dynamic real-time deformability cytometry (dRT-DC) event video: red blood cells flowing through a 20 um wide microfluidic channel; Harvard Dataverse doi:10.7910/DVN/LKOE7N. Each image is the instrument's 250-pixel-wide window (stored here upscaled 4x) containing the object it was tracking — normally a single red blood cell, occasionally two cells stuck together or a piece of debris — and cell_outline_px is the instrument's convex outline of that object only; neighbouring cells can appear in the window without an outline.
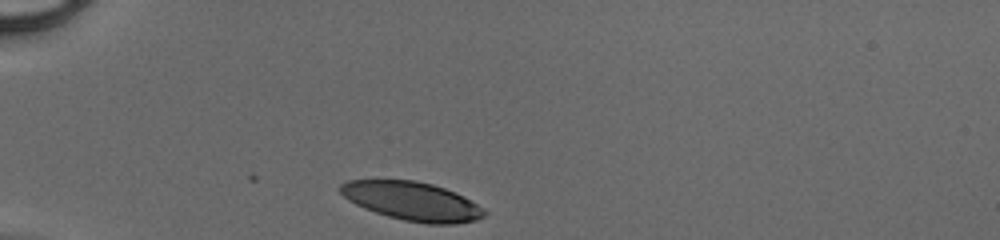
{"species": "human", "species_latin": "Homo sapiens", "temperature_condition": "cold", "stored_images_in_passage": 28, "camera_frame_rate_fps": 3000, "um_per_image_px": 0.085, "donor": {"sex": "male"}, "frame": {"image": 1, "passage_image": 1, "time_ms": 0.0, "image_size_px": [1000, 240], "cell_outline_px": [[488, 212], [484, 216], [476, 220], [456, 224], [428, 224], [404, 220], [388, 216], [364, 208], [348, 200], [340, 192], [340, 184], [348, 180], [416, 180], [432, 184], [444, 188], [464, 196], [484, 208]], "centroid_in_image_um": [35.06, 17.1], "position_along_channel_um": 49.9, "area_um2": 32.43}}
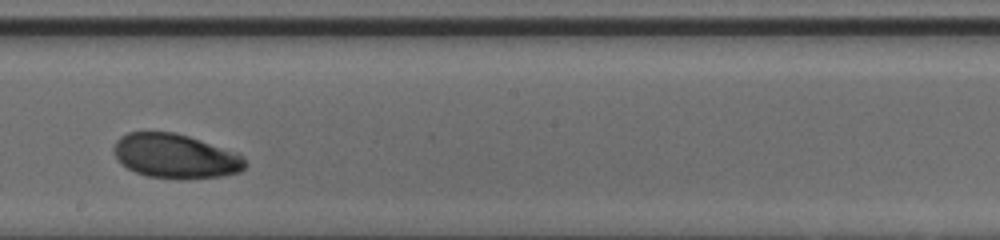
{"frame": {"image": 2, "passage_image": 16, "time_ms": 5.0, "image_size_px": [1000, 240], "cell_outline_px": [[248, 164], [240, 172], [224, 176], [148, 176], [136, 172], [120, 164], [116, 160], [116, 140], [120, 136], [128, 132], [176, 132], [236, 152], [244, 156]], "centroid_in_image_um": [14.93, 13.23], "position_along_channel_um": 233.3, "area_um2": 33.06}}
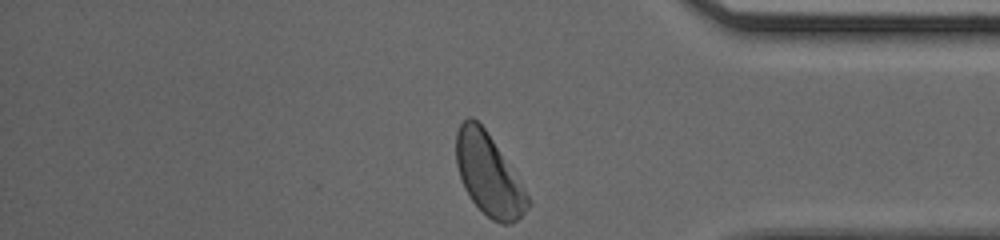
{"frame": {"image": 3, "passage_image": 28, "time_ms": 9.0, "image_size_px": [1000, 240], "cell_outline_px": [[532, 204], [512, 224], [500, 224], [492, 220], [472, 200], [464, 188], [456, 164], [456, 132], [460, 124], [468, 116], [472, 116], [484, 128], [524, 188]], "centroid_in_image_um": [41.52, 14.86], "position_along_channel_um": 393.7, "area_um2": 33.35}}